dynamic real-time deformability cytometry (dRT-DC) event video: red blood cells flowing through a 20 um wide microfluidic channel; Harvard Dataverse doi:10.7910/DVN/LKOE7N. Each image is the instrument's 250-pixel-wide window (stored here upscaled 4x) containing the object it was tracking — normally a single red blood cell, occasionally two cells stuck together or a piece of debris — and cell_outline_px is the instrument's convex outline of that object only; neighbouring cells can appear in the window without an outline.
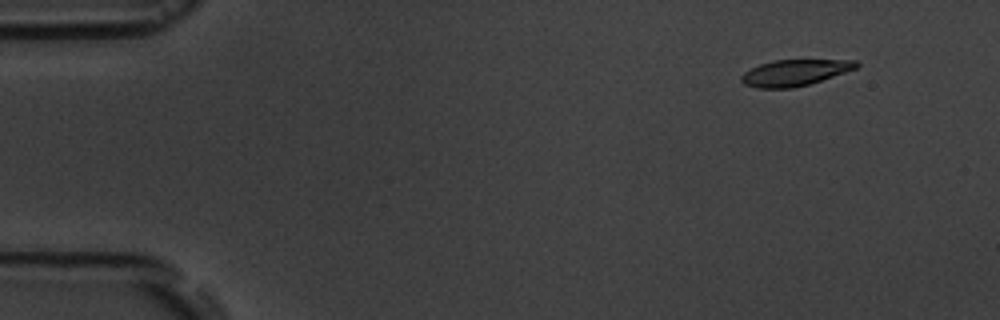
{"species": "common noctule bat (a hibernating species)", "species_latin": "Nyctalus noctula", "temperature_condition": "room temperature", "stored_images_in_passage": 16, "camera_frame_rate_fps": 3000, "um_per_image_px": 0.085, "animal": {"sex": "male", "body_mass_g": 19.5, "forearm_length_mm": 54.6}, "frame": {"image": 1, "passage_image": 2, "time_ms": 1.0, "image_size_px": [1000, 320], "cell_outline_px": [[860, 64], [856, 68], [808, 84], [792, 88], [756, 88], [744, 84], [740, 80], [740, 76], [744, 72], [760, 64], [776, 60], [856, 60]], "centroid_in_image_um": [67.51, 6.18], "position_along_channel_um": 17.5, "area_um2": 17.28}}
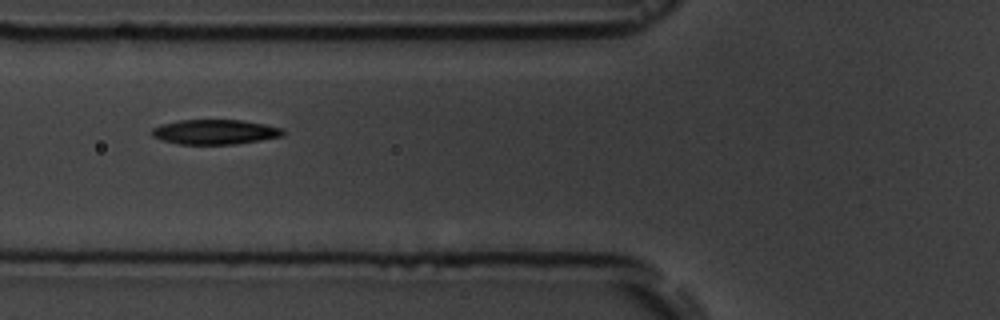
{"frame": {"image": 2, "passage_image": 6, "time_ms": 6.333, "image_size_px": [1000, 320], "cell_outline_px": [[284, 136], [236, 144], [180, 144], [160, 140], [152, 136], [152, 128], [160, 124], [180, 120], [240, 120], [264, 124], [284, 128]], "centroid_in_image_um": [18.27, 11.21], "position_along_channel_um": 107.5, "area_um2": 19.02}}
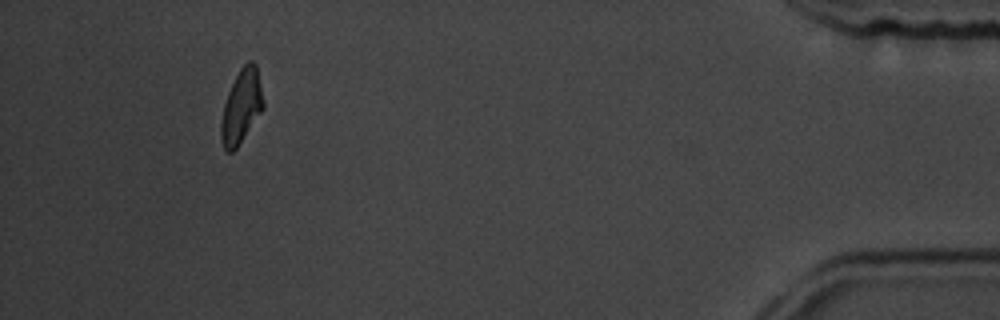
{"frame": {"image": 3, "passage_image": 15, "time_ms": 16.667, "image_size_px": [1000, 320], "cell_outline_px": [[264, 108], [236, 148], [232, 152], [228, 152], [224, 148], [220, 136], [220, 124], [224, 104], [228, 92], [240, 68], [248, 60], [252, 60], [256, 64], [264, 100]], "centroid_in_image_um": [20.52, 9.03], "position_along_channel_um": 414.7, "area_um2": 18.03}, "authors_computed_cell_mechanics": {"area_um2": 18.8139, "velocity_mm_per_s": 3.6188, "shape_relaxation_time_tau1_ms": 2.525, "shape_relaxation_time_tau2_ms": 5.4786, "deformation_change_tau1": 0.1174, "deformation_change_tau2": 0.1366}}